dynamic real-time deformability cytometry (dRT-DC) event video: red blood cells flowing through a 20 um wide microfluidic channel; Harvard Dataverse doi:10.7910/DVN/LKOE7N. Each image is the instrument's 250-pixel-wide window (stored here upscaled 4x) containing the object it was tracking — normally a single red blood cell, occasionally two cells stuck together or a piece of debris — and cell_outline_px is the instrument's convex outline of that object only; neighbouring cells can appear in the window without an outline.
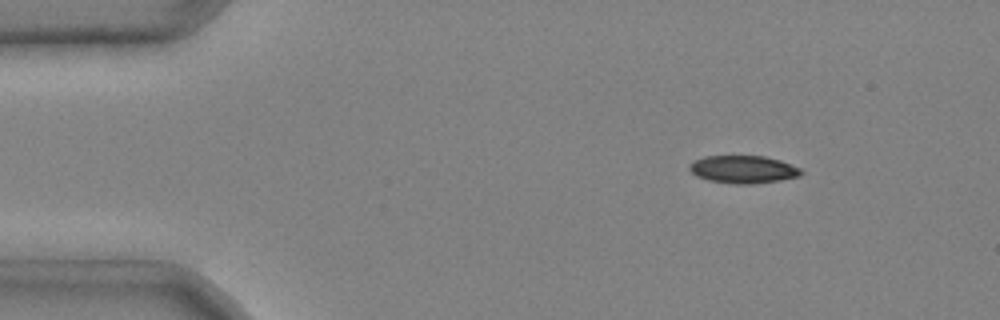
{"species": "common noctule bat (a hibernating species)", "species_latin": "Nyctalus noctula", "temperature_condition": "cold", "stored_images_in_passage": 3, "camera_frame_rate_fps": 3000, "um_per_image_px": 0.085, "animal": {"sex": "male", "body_mass_g": 20.4}, "frame": {"image": 1, "passage_image": 1, "time_ms": 0.0, "image_size_px": [1000, 320], "cell_outline_px": [[804, 172], [800, 176], [780, 180], [752, 184], [732, 184], [708, 180], [696, 176], [688, 168], [688, 164], [704, 156], [764, 156], [780, 160], [800, 168]], "centroid_in_image_um": [63.17, 14.4], "position_along_channel_um": 21.8, "area_um2": 18.09}}
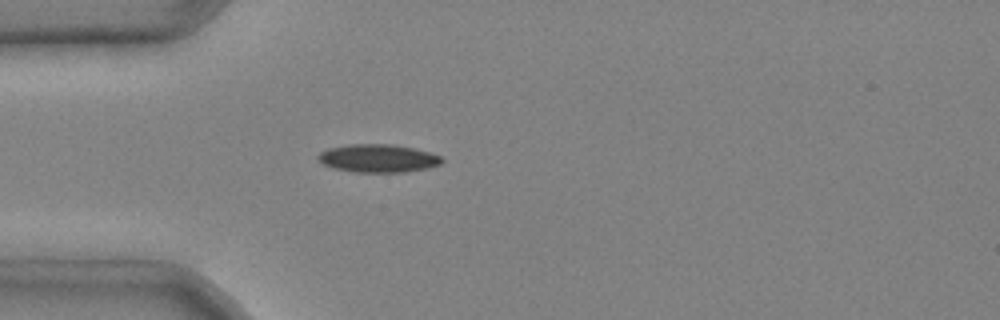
{"frame": {"image": 2, "passage_image": 3, "time_ms": 0.667, "image_size_px": [1000, 320], "cell_outline_px": [[444, 160], [440, 164], [428, 168], [404, 172], [356, 172], [336, 168], [324, 164], [316, 156], [320, 152], [328, 148], [348, 144], [392, 144], [416, 148], [440, 156]], "centroid_in_image_um": [32.15, 13.44], "position_along_channel_um": 52.8, "area_um2": 20.17}}